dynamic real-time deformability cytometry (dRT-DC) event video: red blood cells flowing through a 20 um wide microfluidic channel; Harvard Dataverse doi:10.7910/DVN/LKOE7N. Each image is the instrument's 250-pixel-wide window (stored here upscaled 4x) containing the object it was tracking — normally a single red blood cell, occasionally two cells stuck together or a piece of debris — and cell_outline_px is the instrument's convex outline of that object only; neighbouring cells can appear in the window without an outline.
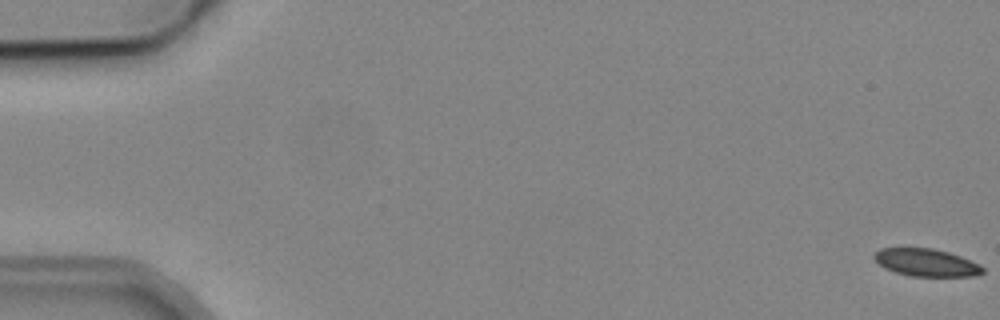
{"species": "common noctule bat (a hibernating species)", "species_latin": "Nyctalus noctula", "temperature_condition": "cold", "stored_images_in_passage": 5, "camera_frame_rate_fps": 3000, "um_per_image_px": 0.085, "animal": {"sex": "male", "body_mass_g": 19.2, "forearm_length_mm": 51.8}, "frame": {"image": 1, "passage_image": 1, "time_ms": 0.0, "image_size_px": [1000, 320], "cell_outline_px": [[984, 272], [976, 276], [908, 276], [884, 268], [872, 256], [880, 248], [932, 248], [948, 252], [960, 256], [980, 264], [984, 268]], "centroid_in_image_um": [78.75, 22.32], "position_along_channel_um": 6.3, "area_um2": 17.4}}